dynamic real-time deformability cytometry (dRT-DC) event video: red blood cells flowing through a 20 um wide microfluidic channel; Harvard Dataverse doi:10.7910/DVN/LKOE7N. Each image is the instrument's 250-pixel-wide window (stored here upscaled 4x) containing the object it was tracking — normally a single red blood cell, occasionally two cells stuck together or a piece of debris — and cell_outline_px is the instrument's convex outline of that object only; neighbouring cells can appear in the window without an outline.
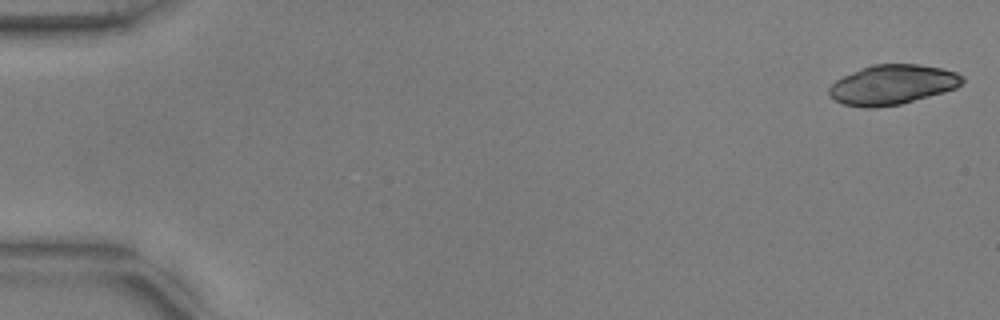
{"species": "common noctule bat (a hibernating species)", "species_latin": "Nyctalus noctula", "temperature_condition": "warm", "stored_images_in_passage": 7, "camera_frame_rate_fps": 3000, "um_per_image_px": 0.085, "animal": {"sex": "male", "body_mass_g": 17.9, "forearm_length_mm": 54.2}, "frame": {"image": 1, "passage_image": 1, "time_ms": 0.0, "image_size_px": [1000, 320], "cell_outline_px": [[964, 80], [956, 88], [944, 92], [900, 104], [876, 108], [864, 108], [844, 104], [836, 100], [828, 92], [828, 88], [836, 80], [860, 68], [872, 64], [920, 64], [940, 68], [956, 72], [964, 76]], "centroid_in_image_um": [75.86, 7.19], "position_along_channel_um": 9.1, "area_um2": 30.81}}